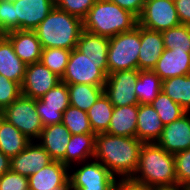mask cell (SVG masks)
I'll use <instances>...</instances> for the list:
<instances>
[{
	"label": "cell",
	"instance_id": "6da1fadb",
	"mask_svg": "<svg viewBox=\"0 0 190 190\" xmlns=\"http://www.w3.org/2000/svg\"><path fill=\"white\" fill-rule=\"evenodd\" d=\"M143 144L134 137L97 133L94 159L104 165L117 179L132 178L138 167Z\"/></svg>",
	"mask_w": 190,
	"mask_h": 190
},
{
	"label": "cell",
	"instance_id": "7a4b0ae2",
	"mask_svg": "<svg viewBox=\"0 0 190 190\" xmlns=\"http://www.w3.org/2000/svg\"><path fill=\"white\" fill-rule=\"evenodd\" d=\"M131 179L148 188L177 184L174 154L166 152L157 143H144Z\"/></svg>",
	"mask_w": 190,
	"mask_h": 190
},
{
	"label": "cell",
	"instance_id": "3957f363",
	"mask_svg": "<svg viewBox=\"0 0 190 190\" xmlns=\"http://www.w3.org/2000/svg\"><path fill=\"white\" fill-rule=\"evenodd\" d=\"M83 20L64 10L54 7L47 17L34 30L42 48H76Z\"/></svg>",
	"mask_w": 190,
	"mask_h": 190
},
{
	"label": "cell",
	"instance_id": "277c9868",
	"mask_svg": "<svg viewBox=\"0 0 190 190\" xmlns=\"http://www.w3.org/2000/svg\"><path fill=\"white\" fill-rule=\"evenodd\" d=\"M137 24L138 18L130 11L109 0H96L83 19V30L110 38L132 30Z\"/></svg>",
	"mask_w": 190,
	"mask_h": 190
},
{
	"label": "cell",
	"instance_id": "5b68a950",
	"mask_svg": "<svg viewBox=\"0 0 190 190\" xmlns=\"http://www.w3.org/2000/svg\"><path fill=\"white\" fill-rule=\"evenodd\" d=\"M140 43L141 26L138 24L130 31L110 37L107 52L108 74L138 69Z\"/></svg>",
	"mask_w": 190,
	"mask_h": 190
},
{
	"label": "cell",
	"instance_id": "8992f818",
	"mask_svg": "<svg viewBox=\"0 0 190 190\" xmlns=\"http://www.w3.org/2000/svg\"><path fill=\"white\" fill-rule=\"evenodd\" d=\"M107 61H93L77 48L71 50L61 82L104 86L107 80Z\"/></svg>",
	"mask_w": 190,
	"mask_h": 190
},
{
	"label": "cell",
	"instance_id": "52a82bcc",
	"mask_svg": "<svg viewBox=\"0 0 190 190\" xmlns=\"http://www.w3.org/2000/svg\"><path fill=\"white\" fill-rule=\"evenodd\" d=\"M72 190H112L117 178L94 158L69 167Z\"/></svg>",
	"mask_w": 190,
	"mask_h": 190
},
{
	"label": "cell",
	"instance_id": "ba28073f",
	"mask_svg": "<svg viewBox=\"0 0 190 190\" xmlns=\"http://www.w3.org/2000/svg\"><path fill=\"white\" fill-rule=\"evenodd\" d=\"M0 116L13 124L31 141H37L44 128L36 111V99L22 94L4 108Z\"/></svg>",
	"mask_w": 190,
	"mask_h": 190
},
{
	"label": "cell",
	"instance_id": "9c48e42d",
	"mask_svg": "<svg viewBox=\"0 0 190 190\" xmlns=\"http://www.w3.org/2000/svg\"><path fill=\"white\" fill-rule=\"evenodd\" d=\"M179 24L181 23L173 0H145L138 25L163 32Z\"/></svg>",
	"mask_w": 190,
	"mask_h": 190
},
{
	"label": "cell",
	"instance_id": "30bf717a",
	"mask_svg": "<svg viewBox=\"0 0 190 190\" xmlns=\"http://www.w3.org/2000/svg\"><path fill=\"white\" fill-rule=\"evenodd\" d=\"M138 78V69L123 70L107 75L104 94L114 107L139 104L135 92Z\"/></svg>",
	"mask_w": 190,
	"mask_h": 190
},
{
	"label": "cell",
	"instance_id": "8fae6325",
	"mask_svg": "<svg viewBox=\"0 0 190 190\" xmlns=\"http://www.w3.org/2000/svg\"><path fill=\"white\" fill-rule=\"evenodd\" d=\"M70 106L67 84L59 82L40 99H36V111L43 127L62 123L64 110Z\"/></svg>",
	"mask_w": 190,
	"mask_h": 190
},
{
	"label": "cell",
	"instance_id": "7c38bea8",
	"mask_svg": "<svg viewBox=\"0 0 190 190\" xmlns=\"http://www.w3.org/2000/svg\"><path fill=\"white\" fill-rule=\"evenodd\" d=\"M15 30L34 31L55 7L54 0H12Z\"/></svg>",
	"mask_w": 190,
	"mask_h": 190
},
{
	"label": "cell",
	"instance_id": "4fadbf2b",
	"mask_svg": "<svg viewBox=\"0 0 190 190\" xmlns=\"http://www.w3.org/2000/svg\"><path fill=\"white\" fill-rule=\"evenodd\" d=\"M59 82L61 78L44 66L41 61L29 64L26 65L21 94L29 98L40 99Z\"/></svg>",
	"mask_w": 190,
	"mask_h": 190
},
{
	"label": "cell",
	"instance_id": "5bb4252c",
	"mask_svg": "<svg viewBox=\"0 0 190 190\" xmlns=\"http://www.w3.org/2000/svg\"><path fill=\"white\" fill-rule=\"evenodd\" d=\"M52 161L49 153L37 141H31L18 155L10 158V170L29 177Z\"/></svg>",
	"mask_w": 190,
	"mask_h": 190
},
{
	"label": "cell",
	"instance_id": "9a60e30c",
	"mask_svg": "<svg viewBox=\"0 0 190 190\" xmlns=\"http://www.w3.org/2000/svg\"><path fill=\"white\" fill-rule=\"evenodd\" d=\"M166 152L175 154L190 148V112L164 126L156 142Z\"/></svg>",
	"mask_w": 190,
	"mask_h": 190
},
{
	"label": "cell",
	"instance_id": "2e32d148",
	"mask_svg": "<svg viewBox=\"0 0 190 190\" xmlns=\"http://www.w3.org/2000/svg\"><path fill=\"white\" fill-rule=\"evenodd\" d=\"M153 71L165 79L190 75V53L186 50L164 49Z\"/></svg>",
	"mask_w": 190,
	"mask_h": 190
},
{
	"label": "cell",
	"instance_id": "e0dca14e",
	"mask_svg": "<svg viewBox=\"0 0 190 190\" xmlns=\"http://www.w3.org/2000/svg\"><path fill=\"white\" fill-rule=\"evenodd\" d=\"M68 181L69 167L55 160L28 177L31 190H51L64 186Z\"/></svg>",
	"mask_w": 190,
	"mask_h": 190
},
{
	"label": "cell",
	"instance_id": "ac0fdd59",
	"mask_svg": "<svg viewBox=\"0 0 190 190\" xmlns=\"http://www.w3.org/2000/svg\"><path fill=\"white\" fill-rule=\"evenodd\" d=\"M14 47L15 54L26 64L41 60L42 45L36 33L30 30H15L5 34Z\"/></svg>",
	"mask_w": 190,
	"mask_h": 190
},
{
	"label": "cell",
	"instance_id": "d6986e66",
	"mask_svg": "<svg viewBox=\"0 0 190 190\" xmlns=\"http://www.w3.org/2000/svg\"><path fill=\"white\" fill-rule=\"evenodd\" d=\"M71 134L63 124L49 125L43 128L37 142L49 153L55 161L65 165V153Z\"/></svg>",
	"mask_w": 190,
	"mask_h": 190
},
{
	"label": "cell",
	"instance_id": "ffe728a7",
	"mask_svg": "<svg viewBox=\"0 0 190 190\" xmlns=\"http://www.w3.org/2000/svg\"><path fill=\"white\" fill-rule=\"evenodd\" d=\"M164 49L161 32L149 30L141 26L138 70H153Z\"/></svg>",
	"mask_w": 190,
	"mask_h": 190
},
{
	"label": "cell",
	"instance_id": "44dd1931",
	"mask_svg": "<svg viewBox=\"0 0 190 190\" xmlns=\"http://www.w3.org/2000/svg\"><path fill=\"white\" fill-rule=\"evenodd\" d=\"M164 124L151 104H138L136 138L143 143H156Z\"/></svg>",
	"mask_w": 190,
	"mask_h": 190
},
{
	"label": "cell",
	"instance_id": "7402d4cb",
	"mask_svg": "<svg viewBox=\"0 0 190 190\" xmlns=\"http://www.w3.org/2000/svg\"><path fill=\"white\" fill-rule=\"evenodd\" d=\"M25 69L26 64L15 54L10 40L5 35H0V75L21 86Z\"/></svg>",
	"mask_w": 190,
	"mask_h": 190
},
{
	"label": "cell",
	"instance_id": "603a6c76",
	"mask_svg": "<svg viewBox=\"0 0 190 190\" xmlns=\"http://www.w3.org/2000/svg\"><path fill=\"white\" fill-rule=\"evenodd\" d=\"M138 104L114 107L106 133L136 138Z\"/></svg>",
	"mask_w": 190,
	"mask_h": 190
},
{
	"label": "cell",
	"instance_id": "cb8c5ba5",
	"mask_svg": "<svg viewBox=\"0 0 190 190\" xmlns=\"http://www.w3.org/2000/svg\"><path fill=\"white\" fill-rule=\"evenodd\" d=\"M96 133L71 135L65 153V165L70 167L94 158Z\"/></svg>",
	"mask_w": 190,
	"mask_h": 190
},
{
	"label": "cell",
	"instance_id": "d4e9b609",
	"mask_svg": "<svg viewBox=\"0 0 190 190\" xmlns=\"http://www.w3.org/2000/svg\"><path fill=\"white\" fill-rule=\"evenodd\" d=\"M31 142L13 124L0 116V151L9 158L15 157Z\"/></svg>",
	"mask_w": 190,
	"mask_h": 190
},
{
	"label": "cell",
	"instance_id": "484cf974",
	"mask_svg": "<svg viewBox=\"0 0 190 190\" xmlns=\"http://www.w3.org/2000/svg\"><path fill=\"white\" fill-rule=\"evenodd\" d=\"M67 89L70 105L86 112L104 93V86L89 84H67Z\"/></svg>",
	"mask_w": 190,
	"mask_h": 190
},
{
	"label": "cell",
	"instance_id": "4316f807",
	"mask_svg": "<svg viewBox=\"0 0 190 190\" xmlns=\"http://www.w3.org/2000/svg\"><path fill=\"white\" fill-rule=\"evenodd\" d=\"M109 38L81 32L76 48L93 61H107Z\"/></svg>",
	"mask_w": 190,
	"mask_h": 190
},
{
	"label": "cell",
	"instance_id": "83f0119b",
	"mask_svg": "<svg viewBox=\"0 0 190 190\" xmlns=\"http://www.w3.org/2000/svg\"><path fill=\"white\" fill-rule=\"evenodd\" d=\"M161 91L190 112V75L171 77L162 81Z\"/></svg>",
	"mask_w": 190,
	"mask_h": 190
},
{
	"label": "cell",
	"instance_id": "f1b7e54d",
	"mask_svg": "<svg viewBox=\"0 0 190 190\" xmlns=\"http://www.w3.org/2000/svg\"><path fill=\"white\" fill-rule=\"evenodd\" d=\"M162 80L153 70H139L135 84L139 104H150L161 92Z\"/></svg>",
	"mask_w": 190,
	"mask_h": 190
},
{
	"label": "cell",
	"instance_id": "f546056e",
	"mask_svg": "<svg viewBox=\"0 0 190 190\" xmlns=\"http://www.w3.org/2000/svg\"><path fill=\"white\" fill-rule=\"evenodd\" d=\"M114 106L103 93L87 111L91 128L94 133H104L109 128Z\"/></svg>",
	"mask_w": 190,
	"mask_h": 190
},
{
	"label": "cell",
	"instance_id": "4dcf8cb0",
	"mask_svg": "<svg viewBox=\"0 0 190 190\" xmlns=\"http://www.w3.org/2000/svg\"><path fill=\"white\" fill-rule=\"evenodd\" d=\"M165 125L174 122L187 113L178 103L170 99L163 91L150 103Z\"/></svg>",
	"mask_w": 190,
	"mask_h": 190
},
{
	"label": "cell",
	"instance_id": "1f68e13d",
	"mask_svg": "<svg viewBox=\"0 0 190 190\" xmlns=\"http://www.w3.org/2000/svg\"><path fill=\"white\" fill-rule=\"evenodd\" d=\"M62 123L67 127L71 135L94 133L87 112L71 105L64 110Z\"/></svg>",
	"mask_w": 190,
	"mask_h": 190
},
{
	"label": "cell",
	"instance_id": "d6a6232c",
	"mask_svg": "<svg viewBox=\"0 0 190 190\" xmlns=\"http://www.w3.org/2000/svg\"><path fill=\"white\" fill-rule=\"evenodd\" d=\"M71 50L61 48H43L41 63L49 68L58 77L62 78L65 73Z\"/></svg>",
	"mask_w": 190,
	"mask_h": 190
},
{
	"label": "cell",
	"instance_id": "836d02e7",
	"mask_svg": "<svg viewBox=\"0 0 190 190\" xmlns=\"http://www.w3.org/2000/svg\"><path fill=\"white\" fill-rule=\"evenodd\" d=\"M165 49L186 50L190 53V26L179 24L161 32Z\"/></svg>",
	"mask_w": 190,
	"mask_h": 190
},
{
	"label": "cell",
	"instance_id": "e575fe53",
	"mask_svg": "<svg viewBox=\"0 0 190 190\" xmlns=\"http://www.w3.org/2000/svg\"><path fill=\"white\" fill-rule=\"evenodd\" d=\"M177 184L190 186V148L174 154Z\"/></svg>",
	"mask_w": 190,
	"mask_h": 190
},
{
	"label": "cell",
	"instance_id": "d590c367",
	"mask_svg": "<svg viewBox=\"0 0 190 190\" xmlns=\"http://www.w3.org/2000/svg\"><path fill=\"white\" fill-rule=\"evenodd\" d=\"M96 0H54L55 7L77 16L82 20L87 16L88 11Z\"/></svg>",
	"mask_w": 190,
	"mask_h": 190
},
{
	"label": "cell",
	"instance_id": "8d00e7d4",
	"mask_svg": "<svg viewBox=\"0 0 190 190\" xmlns=\"http://www.w3.org/2000/svg\"><path fill=\"white\" fill-rule=\"evenodd\" d=\"M21 95V86L0 75V109L3 110Z\"/></svg>",
	"mask_w": 190,
	"mask_h": 190
},
{
	"label": "cell",
	"instance_id": "74e56055",
	"mask_svg": "<svg viewBox=\"0 0 190 190\" xmlns=\"http://www.w3.org/2000/svg\"><path fill=\"white\" fill-rule=\"evenodd\" d=\"M15 31L14 5L10 0H0V35Z\"/></svg>",
	"mask_w": 190,
	"mask_h": 190
},
{
	"label": "cell",
	"instance_id": "f35d334b",
	"mask_svg": "<svg viewBox=\"0 0 190 190\" xmlns=\"http://www.w3.org/2000/svg\"><path fill=\"white\" fill-rule=\"evenodd\" d=\"M29 188L28 177L11 170L0 176V190H26Z\"/></svg>",
	"mask_w": 190,
	"mask_h": 190
},
{
	"label": "cell",
	"instance_id": "ab89813d",
	"mask_svg": "<svg viewBox=\"0 0 190 190\" xmlns=\"http://www.w3.org/2000/svg\"><path fill=\"white\" fill-rule=\"evenodd\" d=\"M119 7L130 11L137 18L141 15L145 0H109Z\"/></svg>",
	"mask_w": 190,
	"mask_h": 190
},
{
	"label": "cell",
	"instance_id": "60d3db41",
	"mask_svg": "<svg viewBox=\"0 0 190 190\" xmlns=\"http://www.w3.org/2000/svg\"><path fill=\"white\" fill-rule=\"evenodd\" d=\"M179 17L183 25L190 26V0H173Z\"/></svg>",
	"mask_w": 190,
	"mask_h": 190
},
{
	"label": "cell",
	"instance_id": "b9f144b4",
	"mask_svg": "<svg viewBox=\"0 0 190 190\" xmlns=\"http://www.w3.org/2000/svg\"><path fill=\"white\" fill-rule=\"evenodd\" d=\"M112 190H148V187L128 179H117Z\"/></svg>",
	"mask_w": 190,
	"mask_h": 190
},
{
	"label": "cell",
	"instance_id": "7bdbcfd3",
	"mask_svg": "<svg viewBox=\"0 0 190 190\" xmlns=\"http://www.w3.org/2000/svg\"><path fill=\"white\" fill-rule=\"evenodd\" d=\"M10 171V158L0 151V176Z\"/></svg>",
	"mask_w": 190,
	"mask_h": 190
},
{
	"label": "cell",
	"instance_id": "ee69618b",
	"mask_svg": "<svg viewBox=\"0 0 190 190\" xmlns=\"http://www.w3.org/2000/svg\"><path fill=\"white\" fill-rule=\"evenodd\" d=\"M148 190H183V186H180L178 184L170 186H156L148 188Z\"/></svg>",
	"mask_w": 190,
	"mask_h": 190
},
{
	"label": "cell",
	"instance_id": "f6af8a7d",
	"mask_svg": "<svg viewBox=\"0 0 190 190\" xmlns=\"http://www.w3.org/2000/svg\"><path fill=\"white\" fill-rule=\"evenodd\" d=\"M51 190H72L71 183L68 181L64 186L58 188H52Z\"/></svg>",
	"mask_w": 190,
	"mask_h": 190
},
{
	"label": "cell",
	"instance_id": "bcb514c9",
	"mask_svg": "<svg viewBox=\"0 0 190 190\" xmlns=\"http://www.w3.org/2000/svg\"><path fill=\"white\" fill-rule=\"evenodd\" d=\"M183 190H190V186H184Z\"/></svg>",
	"mask_w": 190,
	"mask_h": 190
}]
</instances>
